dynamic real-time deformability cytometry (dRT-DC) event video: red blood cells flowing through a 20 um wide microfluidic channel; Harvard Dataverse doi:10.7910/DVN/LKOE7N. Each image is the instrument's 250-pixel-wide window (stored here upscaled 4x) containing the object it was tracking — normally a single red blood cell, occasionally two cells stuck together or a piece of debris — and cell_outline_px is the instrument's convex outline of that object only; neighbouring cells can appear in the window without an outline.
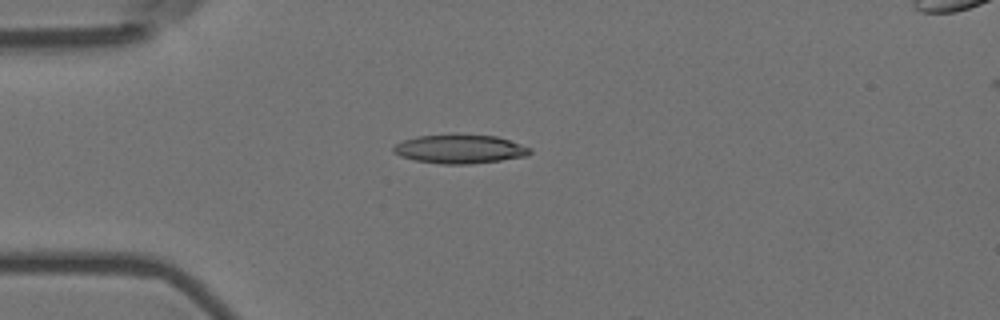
{"species": "Egyptian fruit bat (a non-hibernating species)", "species_latin": "Rousettus aegyptiacus", "temperature_condition": "room temperature", "stored_images_in_passage": 3, "camera_frame_rate_fps": 3000, "um_per_image_px": 0.085, "animal": {"sex": "female"}, "frame": {"image": 1, "passage_image": 2, "time_ms": 0.333, "image_size_px": [1000, 320], "cell_outline_px": [[532, 152], [528, 156], [500, 160], [468, 164], [444, 164], [416, 160], [400, 156], [392, 152], [392, 148], [396, 144], [404, 140], [416, 136], [452, 132], [456, 132], [496, 136], [532, 148]], "centroid_in_image_um": [39.07, 12.63], "position_along_channel_um": 45.9, "area_um2": 23.52}}